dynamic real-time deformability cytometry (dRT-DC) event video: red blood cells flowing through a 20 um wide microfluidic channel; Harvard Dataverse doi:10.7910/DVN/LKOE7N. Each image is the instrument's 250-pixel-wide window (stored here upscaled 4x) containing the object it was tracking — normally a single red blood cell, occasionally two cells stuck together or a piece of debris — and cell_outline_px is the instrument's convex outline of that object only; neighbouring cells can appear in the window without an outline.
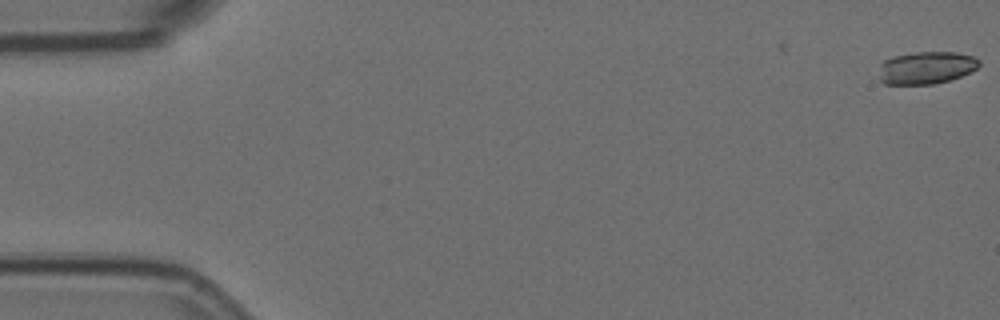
{"species": "Egyptian fruit bat (a non-hibernating species)", "species_latin": "Rousettus aegyptiacus", "temperature_condition": "room temperature", "stored_images_in_passage": 28, "camera_frame_rate_fps": 3000, "um_per_image_px": 0.085, "animal": {"sex": "female"}, "frame": {"image": 1, "passage_image": 1, "time_ms": 0.0, "image_size_px": [1000, 320], "cell_outline_px": [[980, 64], [976, 68], [960, 76], [948, 80], [932, 84], [884, 84], [880, 80], [880, 64], [884, 60], [892, 56], [916, 52], [956, 52], [972, 56], [980, 60]], "centroid_in_image_um": [78.7, 5.75], "position_along_channel_um": 6.3, "area_um2": 18.84}}
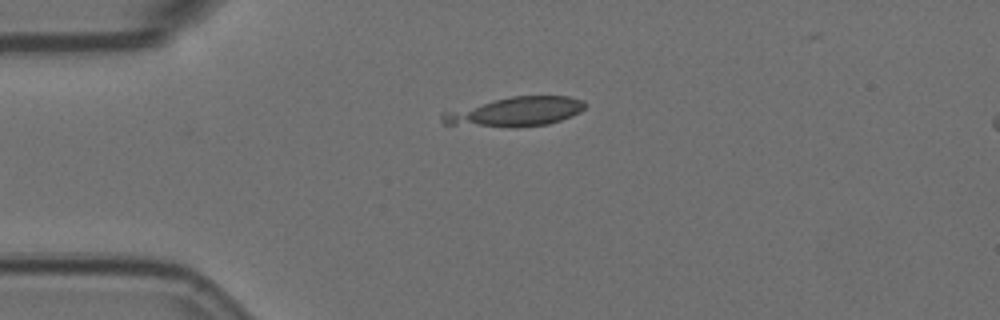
{"frame": {"image": 2, "passage_image": 14, "time_ms": 4.333, "image_size_px": [1000, 320], "cell_outline_px": [[588, 104], [580, 112], [572, 116], [548, 124], [516, 128], [444, 124], [440, 120], [440, 116], [444, 112], [492, 100], [512, 96], [568, 96], [584, 100]], "centroid_in_image_um": [43.84, 9.5], "position_along_channel_um": 41.2, "area_um2": 24.51}}